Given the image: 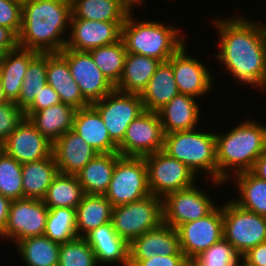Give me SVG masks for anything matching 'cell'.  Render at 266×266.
<instances>
[{
	"mask_svg": "<svg viewBox=\"0 0 266 266\" xmlns=\"http://www.w3.org/2000/svg\"><path fill=\"white\" fill-rule=\"evenodd\" d=\"M44 236L60 244L76 238V209H49Z\"/></svg>",
	"mask_w": 266,
	"mask_h": 266,
	"instance_id": "cell-38",
	"label": "cell"
},
{
	"mask_svg": "<svg viewBox=\"0 0 266 266\" xmlns=\"http://www.w3.org/2000/svg\"><path fill=\"white\" fill-rule=\"evenodd\" d=\"M164 132L158 112H142L128 126L118 153L124 157H145L164 148Z\"/></svg>",
	"mask_w": 266,
	"mask_h": 266,
	"instance_id": "cell-11",
	"label": "cell"
},
{
	"mask_svg": "<svg viewBox=\"0 0 266 266\" xmlns=\"http://www.w3.org/2000/svg\"><path fill=\"white\" fill-rule=\"evenodd\" d=\"M185 43L168 62L173 67V73L180 94L193 96L197 99L213 90V76L210 68L195 57L187 54Z\"/></svg>",
	"mask_w": 266,
	"mask_h": 266,
	"instance_id": "cell-17",
	"label": "cell"
},
{
	"mask_svg": "<svg viewBox=\"0 0 266 266\" xmlns=\"http://www.w3.org/2000/svg\"><path fill=\"white\" fill-rule=\"evenodd\" d=\"M53 143L24 117L17 128L0 145V149L20 164L39 161L52 155Z\"/></svg>",
	"mask_w": 266,
	"mask_h": 266,
	"instance_id": "cell-16",
	"label": "cell"
},
{
	"mask_svg": "<svg viewBox=\"0 0 266 266\" xmlns=\"http://www.w3.org/2000/svg\"><path fill=\"white\" fill-rule=\"evenodd\" d=\"M176 230L181 251L187 259H194L223 238V204L205 217L184 223Z\"/></svg>",
	"mask_w": 266,
	"mask_h": 266,
	"instance_id": "cell-15",
	"label": "cell"
},
{
	"mask_svg": "<svg viewBox=\"0 0 266 266\" xmlns=\"http://www.w3.org/2000/svg\"><path fill=\"white\" fill-rule=\"evenodd\" d=\"M111 222L128 243L163 223L162 198L148 195L140 200L113 207Z\"/></svg>",
	"mask_w": 266,
	"mask_h": 266,
	"instance_id": "cell-6",
	"label": "cell"
},
{
	"mask_svg": "<svg viewBox=\"0 0 266 266\" xmlns=\"http://www.w3.org/2000/svg\"><path fill=\"white\" fill-rule=\"evenodd\" d=\"M250 172L257 178L266 181V148L257 158Z\"/></svg>",
	"mask_w": 266,
	"mask_h": 266,
	"instance_id": "cell-48",
	"label": "cell"
},
{
	"mask_svg": "<svg viewBox=\"0 0 266 266\" xmlns=\"http://www.w3.org/2000/svg\"><path fill=\"white\" fill-rule=\"evenodd\" d=\"M22 164L0 149V194L10 200L23 199Z\"/></svg>",
	"mask_w": 266,
	"mask_h": 266,
	"instance_id": "cell-39",
	"label": "cell"
},
{
	"mask_svg": "<svg viewBox=\"0 0 266 266\" xmlns=\"http://www.w3.org/2000/svg\"><path fill=\"white\" fill-rule=\"evenodd\" d=\"M234 17V18H232ZM215 18L218 62L242 85L266 89V25L243 16Z\"/></svg>",
	"mask_w": 266,
	"mask_h": 266,
	"instance_id": "cell-1",
	"label": "cell"
},
{
	"mask_svg": "<svg viewBox=\"0 0 266 266\" xmlns=\"http://www.w3.org/2000/svg\"><path fill=\"white\" fill-rule=\"evenodd\" d=\"M223 238L242 256L266 242V216L240 208L232 200L223 205Z\"/></svg>",
	"mask_w": 266,
	"mask_h": 266,
	"instance_id": "cell-8",
	"label": "cell"
},
{
	"mask_svg": "<svg viewBox=\"0 0 266 266\" xmlns=\"http://www.w3.org/2000/svg\"><path fill=\"white\" fill-rule=\"evenodd\" d=\"M131 11L121 27L126 51L167 62L186 42L182 30L160 21L135 20Z\"/></svg>",
	"mask_w": 266,
	"mask_h": 266,
	"instance_id": "cell-4",
	"label": "cell"
},
{
	"mask_svg": "<svg viewBox=\"0 0 266 266\" xmlns=\"http://www.w3.org/2000/svg\"><path fill=\"white\" fill-rule=\"evenodd\" d=\"M49 208L40 199L12 200L7 225L0 238L15 244L28 237L43 236Z\"/></svg>",
	"mask_w": 266,
	"mask_h": 266,
	"instance_id": "cell-13",
	"label": "cell"
},
{
	"mask_svg": "<svg viewBox=\"0 0 266 266\" xmlns=\"http://www.w3.org/2000/svg\"><path fill=\"white\" fill-rule=\"evenodd\" d=\"M163 151L188 166L196 175L207 172L206 176L212 178V185L218 187L224 184L218 182L216 137L212 131L197 128L165 134Z\"/></svg>",
	"mask_w": 266,
	"mask_h": 266,
	"instance_id": "cell-5",
	"label": "cell"
},
{
	"mask_svg": "<svg viewBox=\"0 0 266 266\" xmlns=\"http://www.w3.org/2000/svg\"><path fill=\"white\" fill-rule=\"evenodd\" d=\"M60 102L57 91L46 83L41 92L35 96L34 102L24 111V115L29 118L33 113Z\"/></svg>",
	"mask_w": 266,
	"mask_h": 266,
	"instance_id": "cell-44",
	"label": "cell"
},
{
	"mask_svg": "<svg viewBox=\"0 0 266 266\" xmlns=\"http://www.w3.org/2000/svg\"><path fill=\"white\" fill-rule=\"evenodd\" d=\"M118 152L97 154L76 174L83 191L88 195H104L111 182Z\"/></svg>",
	"mask_w": 266,
	"mask_h": 266,
	"instance_id": "cell-25",
	"label": "cell"
},
{
	"mask_svg": "<svg viewBox=\"0 0 266 266\" xmlns=\"http://www.w3.org/2000/svg\"><path fill=\"white\" fill-rule=\"evenodd\" d=\"M58 172L76 175L98 153L75 131L69 130L53 143Z\"/></svg>",
	"mask_w": 266,
	"mask_h": 266,
	"instance_id": "cell-20",
	"label": "cell"
},
{
	"mask_svg": "<svg viewBox=\"0 0 266 266\" xmlns=\"http://www.w3.org/2000/svg\"><path fill=\"white\" fill-rule=\"evenodd\" d=\"M196 99L179 93L158 111L164 134L198 128L201 108Z\"/></svg>",
	"mask_w": 266,
	"mask_h": 266,
	"instance_id": "cell-22",
	"label": "cell"
},
{
	"mask_svg": "<svg viewBox=\"0 0 266 266\" xmlns=\"http://www.w3.org/2000/svg\"><path fill=\"white\" fill-rule=\"evenodd\" d=\"M47 53H38L29 63L19 99L15 102L24 112L33 102L35 96L46 85Z\"/></svg>",
	"mask_w": 266,
	"mask_h": 266,
	"instance_id": "cell-37",
	"label": "cell"
},
{
	"mask_svg": "<svg viewBox=\"0 0 266 266\" xmlns=\"http://www.w3.org/2000/svg\"><path fill=\"white\" fill-rule=\"evenodd\" d=\"M100 114L111 139L118 145L129 124L145 111L140 94L114 89L91 104Z\"/></svg>",
	"mask_w": 266,
	"mask_h": 266,
	"instance_id": "cell-10",
	"label": "cell"
},
{
	"mask_svg": "<svg viewBox=\"0 0 266 266\" xmlns=\"http://www.w3.org/2000/svg\"><path fill=\"white\" fill-rule=\"evenodd\" d=\"M9 102L7 98L5 97L3 86H2V79H1V73H0V105L5 104Z\"/></svg>",
	"mask_w": 266,
	"mask_h": 266,
	"instance_id": "cell-51",
	"label": "cell"
},
{
	"mask_svg": "<svg viewBox=\"0 0 266 266\" xmlns=\"http://www.w3.org/2000/svg\"><path fill=\"white\" fill-rule=\"evenodd\" d=\"M124 3H126L132 10L134 9L133 7H135L134 5H143L142 3L145 1V0H122Z\"/></svg>",
	"mask_w": 266,
	"mask_h": 266,
	"instance_id": "cell-50",
	"label": "cell"
},
{
	"mask_svg": "<svg viewBox=\"0 0 266 266\" xmlns=\"http://www.w3.org/2000/svg\"><path fill=\"white\" fill-rule=\"evenodd\" d=\"M225 133L215 137L218 182L227 184L231 176L253 168L266 148V126L248 119Z\"/></svg>",
	"mask_w": 266,
	"mask_h": 266,
	"instance_id": "cell-3",
	"label": "cell"
},
{
	"mask_svg": "<svg viewBox=\"0 0 266 266\" xmlns=\"http://www.w3.org/2000/svg\"><path fill=\"white\" fill-rule=\"evenodd\" d=\"M58 173L53 154L39 161L22 164L23 198L42 200Z\"/></svg>",
	"mask_w": 266,
	"mask_h": 266,
	"instance_id": "cell-30",
	"label": "cell"
},
{
	"mask_svg": "<svg viewBox=\"0 0 266 266\" xmlns=\"http://www.w3.org/2000/svg\"><path fill=\"white\" fill-rule=\"evenodd\" d=\"M11 202L12 200L0 194V235L7 225Z\"/></svg>",
	"mask_w": 266,
	"mask_h": 266,
	"instance_id": "cell-49",
	"label": "cell"
},
{
	"mask_svg": "<svg viewBox=\"0 0 266 266\" xmlns=\"http://www.w3.org/2000/svg\"><path fill=\"white\" fill-rule=\"evenodd\" d=\"M37 54L36 51L20 47L7 53L5 61L0 66V73L3 91L8 101L16 102L19 99L28 65Z\"/></svg>",
	"mask_w": 266,
	"mask_h": 266,
	"instance_id": "cell-29",
	"label": "cell"
},
{
	"mask_svg": "<svg viewBox=\"0 0 266 266\" xmlns=\"http://www.w3.org/2000/svg\"><path fill=\"white\" fill-rule=\"evenodd\" d=\"M85 239L95 253L97 263L129 266V243L121 238L112 222L106 223L89 232Z\"/></svg>",
	"mask_w": 266,
	"mask_h": 266,
	"instance_id": "cell-21",
	"label": "cell"
},
{
	"mask_svg": "<svg viewBox=\"0 0 266 266\" xmlns=\"http://www.w3.org/2000/svg\"><path fill=\"white\" fill-rule=\"evenodd\" d=\"M150 194L164 198L167 194L197 184L196 174L181 161L163 150L144 157Z\"/></svg>",
	"mask_w": 266,
	"mask_h": 266,
	"instance_id": "cell-9",
	"label": "cell"
},
{
	"mask_svg": "<svg viewBox=\"0 0 266 266\" xmlns=\"http://www.w3.org/2000/svg\"><path fill=\"white\" fill-rule=\"evenodd\" d=\"M47 84L57 91L62 103L76 109L90 104L83 98L77 82L72 77L68 62L59 53H47Z\"/></svg>",
	"mask_w": 266,
	"mask_h": 266,
	"instance_id": "cell-24",
	"label": "cell"
},
{
	"mask_svg": "<svg viewBox=\"0 0 266 266\" xmlns=\"http://www.w3.org/2000/svg\"><path fill=\"white\" fill-rule=\"evenodd\" d=\"M131 11L133 10L122 0H75L72 3L71 18L125 22Z\"/></svg>",
	"mask_w": 266,
	"mask_h": 266,
	"instance_id": "cell-32",
	"label": "cell"
},
{
	"mask_svg": "<svg viewBox=\"0 0 266 266\" xmlns=\"http://www.w3.org/2000/svg\"><path fill=\"white\" fill-rule=\"evenodd\" d=\"M58 266H98V263L85 237H76L60 244Z\"/></svg>",
	"mask_w": 266,
	"mask_h": 266,
	"instance_id": "cell-40",
	"label": "cell"
},
{
	"mask_svg": "<svg viewBox=\"0 0 266 266\" xmlns=\"http://www.w3.org/2000/svg\"><path fill=\"white\" fill-rule=\"evenodd\" d=\"M195 185L169 193L162 199L163 223L177 229L211 213L218 205Z\"/></svg>",
	"mask_w": 266,
	"mask_h": 266,
	"instance_id": "cell-12",
	"label": "cell"
},
{
	"mask_svg": "<svg viewBox=\"0 0 266 266\" xmlns=\"http://www.w3.org/2000/svg\"><path fill=\"white\" fill-rule=\"evenodd\" d=\"M186 261L185 256L156 255L146 260L129 261V266H184Z\"/></svg>",
	"mask_w": 266,
	"mask_h": 266,
	"instance_id": "cell-45",
	"label": "cell"
},
{
	"mask_svg": "<svg viewBox=\"0 0 266 266\" xmlns=\"http://www.w3.org/2000/svg\"><path fill=\"white\" fill-rule=\"evenodd\" d=\"M8 51L0 46V66L5 61Z\"/></svg>",
	"mask_w": 266,
	"mask_h": 266,
	"instance_id": "cell-52",
	"label": "cell"
},
{
	"mask_svg": "<svg viewBox=\"0 0 266 266\" xmlns=\"http://www.w3.org/2000/svg\"><path fill=\"white\" fill-rule=\"evenodd\" d=\"M112 209L113 206L104 195L85 194L76 207L77 237H85L93 229L110 223Z\"/></svg>",
	"mask_w": 266,
	"mask_h": 266,
	"instance_id": "cell-31",
	"label": "cell"
},
{
	"mask_svg": "<svg viewBox=\"0 0 266 266\" xmlns=\"http://www.w3.org/2000/svg\"><path fill=\"white\" fill-rule=\"evenodd\" d=\"M150 195L144 157L121 156L104 194L113 207L128 204Z\"/></svg>",
	"mask_w": 266,
	"mask_h": 266,
	"instance_id": "cell-7",
	"label": "cell"
},
{
	"mask_svg": "<svg viewBox=\"0 0 266 266\" xmlns=\"http://www.w3.org/2000/svg\"><path fill=\"white\" fill-rule=\"evenodd\" d=\"M123 23L71 18L69 36L64 49L88 52L116 43L121 39Z\"/></svg>",
	"mask_w": 266,
	"mask_h": 266,
	"instance_id": "cell-18",
	"label": "cell"
},
{
	"mask_svg": "<svg viewBox=\"0 0 266 266\" xmlns=\"http://www.w3.org/2000/svg\"><path fill=\"white\" fill-rule=\"evenodd\" d=\"M0 46L8 52L17 49L19 47L18 36L11 29L0 26Z\"/></svg>",
	"mask_w": 266,
	"mask_h": 266,
	"instance_id": "cell-47",
	"label": "cell"
},
{
	"mask_svg": "<svg viewBox=\"0 0 266 266\" xmlns=\"http://www.w3.org/2000/svg\"><path fill=\"white\" fill-rule=\"evenodd\" d=\"M0 26L19 35L22 27V0H0Z\"/></svg>",
	"mask_w": 266,
	"mask_h": 266,
	"instance_id": "cell-43",
	"label": "cell"
},
{
	"mask_svg": "<svg viewBox=\"0 0 266 266\" xmlns=\"http://www.w3.org/2000/svg\"><path fill=\"white\" fill-rule=\"evenodd\" d=\"M72 130L98 154L118 152V145L109 136L99 112L91 104L77 109Z\"/></svg>",
	"mask_w": 266,
	"mask_h": 266,
	"instance_id": "cell-23",
	"label": "cell"
},
{
	"mask_svg": "<svg viewBox=\"0 0 266 266\" xmlns=\"http://www.w3.org/2000/svg\"><path fill=\"white\" fill-rule=\"evenodd\" d=\"M72 4L63 0H22L20 48L38 53H59L67 44Z\"/></svg>",
	"mask_w": 266,
	"mask_h": 266,
	"instance_id": "cell-2",
	"label": "cell"
},
{
	"mask_svg": "<svg viewBox=\"0 0 266 266\" xmlns=\"http://www.w3.org/2000/svg\"><path fill=\"white\" fill-rule=\"evenodd\" d=\"M76 111L71 105L60 102L33 113L29 120L44 137L54 143L73 129Z\"/></svg>",
	"mask_w": 266,
	"mask_h": 266,
	"instance_id": "cell-26",
	"label": "cell"
},
{
	"mask_svg": "<svg viewBox=\"0 0 266 266\" xmlns=\"http://www.w3.org/2000/svg\"><path fill=\"white\" fill-rule=\"evenodd\" d=\"M156 255L185 256L180 248L177 230L165 223L129 243V261L146 260Z\"/></svg>",
	"mask_w": 266,
	"mask_h": 266,
	"instance_id": "cell-19",
	"label": "cell"
},
{
	"mask_svg": "<svg viewBox=\"0 0 266 266\" xmlns=\"http://www.w3.org/2000/svg\"><path fill=\"white\" fill-rule=\"evenodd\" d=\"M237 266H253L249 264L247 261H245L242 257L240 258Z\"/></svg>",
	"mask_w": 266,
	"mask_h": 266,
	"instance_id": "cell-54",
	"label": "cell"
},
{
	"mask_svg": "<svg viewBox=\"0 0 266 266\" xmlns=\"http://www.w3.org/2000/svg\"><path fill=\"white\" fill-rule=\"evenodd\" d=\"M184 266H200V265L197 264L193 259H187Z\"/></svg>",
	"mask_w": 266,
	"mask_h": 266,
	"instance_id": "cell-53",
	"label": "cell"
},
{
	"mask_svg": "<svg viewBox=\"0 0 266 266\" xmlns=\"http://www.w3.org/2000/svg\"><path fill=\"white\" fill-rule=\"evenodd\" d=\"M178 94L173 67L167 61L160 63L140 96L145 110L158 112Z\"/></svg>",
	"mask_w": 266,
	"mask_h": 266,
	"instance_id": "cell-27",
	"label": "cell"
},
{
	"mask_svg": "<svg viewBox=\"0 0 266 266\" xmlns=\"http://www.w3.org/2000/svg\"><path fill=\"white\" fill-rule=\"evenodd\" d=\"M231 177L236 180L240 196L232 201L240 208L266 216V181L253 175L250 171Z\"/></svg>",
	"mask_w": 266,
	"mask_h": 266,
	"instance_id": "cell-34",
	"label": "cell"
},
{
	"mask_svg": "<svg viewBox=\"0 0 266 266\" xmlns=\"http://www.w3.org/2000/svg\"><path fill=\"white\" fill-rule=\"evenodd\" d=\"M15 245L26 266H58L60 243L44 235L25 238Z\"/></svg>",
	"mask_w": 266,
	"mask_h": 266,
	"instance_id": "cell-35",
	"label": "cell"
},
{
	"mask_svg": "<svg viewBox=\"0 0 266 266\" xmlns=\"http://www.w3.org/2000/svg\"><path fill=\"white\" fill-rule=\"evenodd\" d=\"M25 117L24 112L15 102L0 105V145L17 128Z\"/></svg>",
	"mask_w": 266,
	"mask_h": 266,
	"instance_id": "cell-42",
	"label": "cell"
},
{
	"mask_svg": "<svg viewBox=\"0 0 266 266\" xmlns=\"http://www.w3.org/2000/svg\"><path fill=\"white\" fill-rule=\"evenodd\" d=\"M59 54L68 62L70 73L89 104L101 100L115 89L89 52L63 49Z\"/></svg>",
	"mask_w": 266,
	"mask_h": 266,
	"instance_id": "cell-14",
	"label": "cell"
},
{
	"mask_svg": "<svg viewBox=\"0 0 266 266\" xmlns=\"http://www.w3.org/2000/svg\"><path fill=\"white\" fill-rule=\"evenodd\" d=\"M88 52L103 75L115 87L123 73L127 54L123 40L120 39L116 43L94 48Z\"/></svg>",
	"mask_w": 266,
	"mask_h": 266,
	"instance_id": "cell-36",
	"label": "cell"
},
{
	"mask_svg": "<svg viewBox=\"0 0 266 266\" xmlns=\"http://www.w3.org/2000/svg\"><path fill=\"white\" fill-rule=\"evenodd\" d=\"M161 61L139 54H126L123 73L115 89L125 93L141 94L156 72Z\"/></svg>",
	"mask_w": 266,
	"mask_h": 266,
	"instance_id": "cell-28",
	"label": "cell"
},
{
	"mask_svg": "<svg viewBox=\"0 0 266 266\" xmlns=\"http://www.w3.org/2000/svg\"><path fill=\"white\" fill-rule=\"evenodd\" d=\"M241 257L233 245L222 238L193 260L200 266H237Z\"/></svg>",
	"mask_w": 266,
	"mask_h": 266,
	"instance_id": "cell-41",
	"label": "cell"
},
{
	"mask_svg": "<svg viewBox=\"0 0 266 266\" xmlns=\"http://www.w3.org/2000/svg\"><path fill=\"white\" fill-rule=\"evenodd\" d=\"M242 258L253 266H266V242L249 249Z\"/></svg>",
	"mask_w": 266,
	"mask_h": 266,
	"instance_id": "cell-46",
	"label": "cell"
},
{
	"mask_svg": "<svg viewBox=\"0 0 266 266\" xmlns=\"http://www.w3.org/2000/svg\"><path fill=\"white\" fill-rule=\"evenodd\" d=\"M63 1H65V2H68V3H70V4H72L75 0H63Z\"/></svg>",
	"mask_w": 266,
	"mask_h": 266,
	"instance_id": "cell-55",
	"label": "cell"
},
{
	"mask_svg": "<svg viewBox=\"0 0 266 266\" xmlns=\"http://www.w3.org/2000/svg\"><path fill=\"white\" fill-rule=\"evenodd\" d=\"M85 195L76 175L58 173L42 199L49 208L76 209Z\"/></svg>",
	"mask_w": 266,
	"mask_h": 266,
	"instance_id": "cell-33",
	"label": "cell"
}]
</instances>
